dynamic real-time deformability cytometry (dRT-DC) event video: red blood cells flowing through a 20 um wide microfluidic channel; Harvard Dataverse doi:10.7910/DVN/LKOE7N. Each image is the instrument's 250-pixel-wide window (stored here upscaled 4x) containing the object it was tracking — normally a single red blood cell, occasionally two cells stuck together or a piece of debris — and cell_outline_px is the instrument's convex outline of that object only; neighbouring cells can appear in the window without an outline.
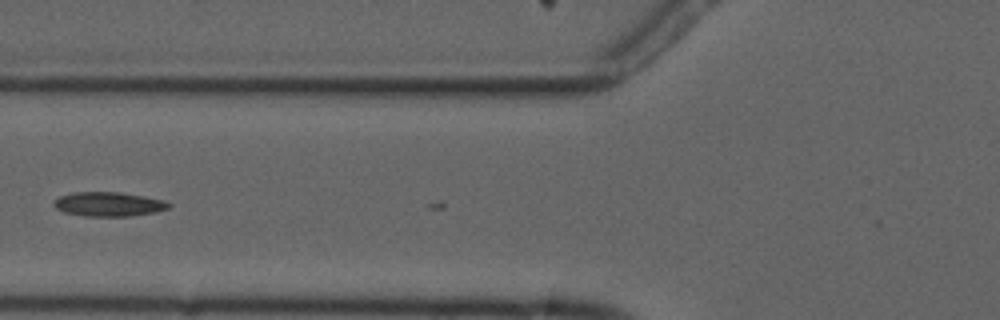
{"species": "common noctule bat (a hibernating species)", "species_latin": "Nyctalus noctula", "temperature_condition": "cold", "stored_images_in_passage": 9, "camera_frame_rate_fps": 3000, "um_per_image_px": 0.085, "animal": {"sex": "male", "forearm_length_mm": 52.5}, "frame": {"image": 1, "passage_image": 7, "time_ms": 7.0, "image_size_px": [1000, 320], "cell_outline_px": [[172, 204], [168, 208], [156, 212], [128, 216], [84, 216], [64, 212], [56, 208], [52, 204], [60, 196], [72, 192], [120, 192], [144, 196], [164, 200]], "centroid_in_image_um": [9.24, 17.35], "position_along_channel_um": 116.6, "area_um2": 16.24}}
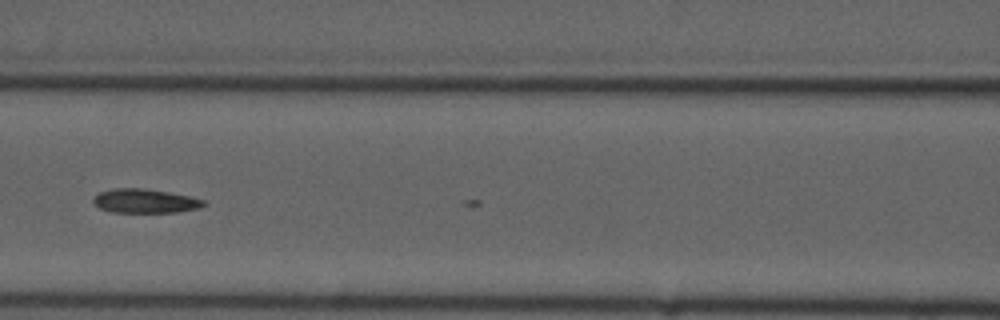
{"frame": {"image": 2, "passage_image": 8, "time_ms": 8.0, "image_size_px": [1000, 320], "cell_outline_px": [[208, 204], [200, 208], [176, 212], [112, 212], [100, 208], [92, 200], [100, 192], [112, 188], [144, 188], [168, 192], [188, 196], [204, 200]], "centroid_in_image_um": [12.35, 17.08], "position_along_channel_um": 154.2, "area_um2": 15.37}}